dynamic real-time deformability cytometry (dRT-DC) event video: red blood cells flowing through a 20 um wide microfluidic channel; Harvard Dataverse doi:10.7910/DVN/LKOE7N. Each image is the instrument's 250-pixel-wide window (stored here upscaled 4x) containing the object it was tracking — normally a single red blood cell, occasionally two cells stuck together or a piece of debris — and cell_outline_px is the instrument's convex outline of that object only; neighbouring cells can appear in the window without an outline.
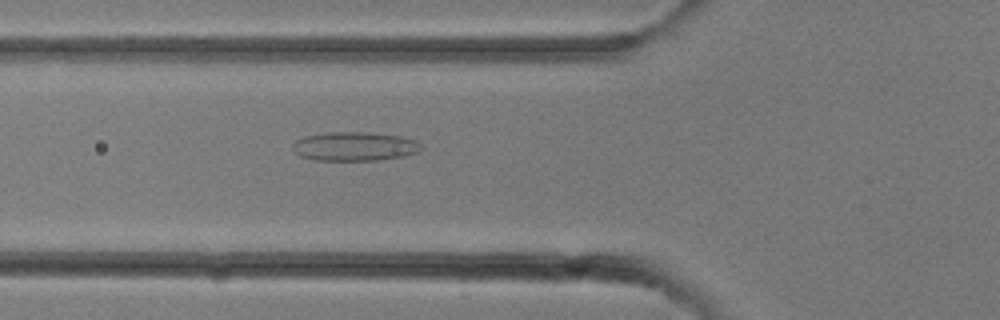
{"species": "common noctule bat (a hibernating species)", "species_latin": "Nyctalus noctula", "temperature_condition": "room temperature", "stored_images_in_passage": 10, "camera_frame_rate_fps": 3000, "um_per_image_px": 0.085, "animal": {"sex": "female"}, "frame": {"image": 1, "passage_image": 10, "time_ms": 3.0, "image_size_px": [1000, 320], "cell_outline_px": [[420, 148], [416, 152], [404, 156], [380, 160], [312, 160], [300, 156], [292, 148], [292, 144], [296, 140], [304, 136], [328, 132], [368, 132], [400, 136], [416, 140], [420, 144]], "centroid_in_image_um": [30.1, 12.44], "position_along_channel_um": 95.7, "area_um2": 21.68}}